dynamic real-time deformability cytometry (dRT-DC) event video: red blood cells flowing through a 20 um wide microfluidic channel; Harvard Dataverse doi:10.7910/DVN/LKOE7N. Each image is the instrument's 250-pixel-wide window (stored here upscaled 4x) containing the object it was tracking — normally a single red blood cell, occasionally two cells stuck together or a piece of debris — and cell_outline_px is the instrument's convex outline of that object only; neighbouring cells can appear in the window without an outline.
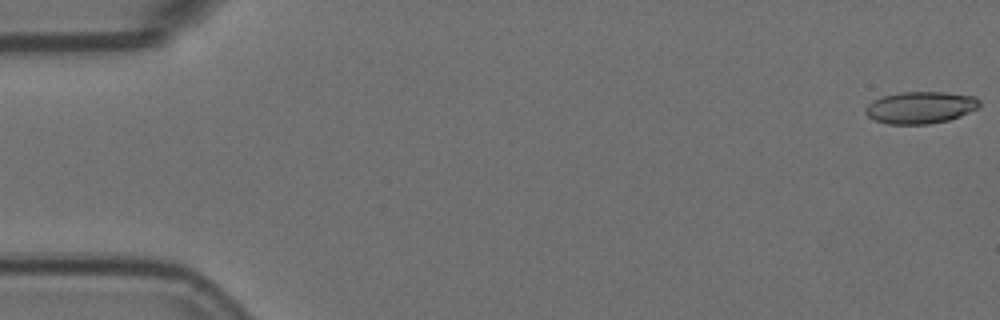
{"species": "Egyptian fruit bat (a non-hibernating species)", "species_latin": "Rousettus aegyptiacus", "temperature_condition": "room temperature", "stored_images_in_passage": 56, "camera_frame_rate_fps": 3000, "um_per_image_px": 0.085, "animal": {"sex": "female"}, "frame": {"image": 1, "passage_image": 1, "time_ms": 0.0, "image_size_px": [1000, 320], "cell_outline_px": [[980, 104], [976, 108], [960, 116], [948, 120], [928, 124], [888, 124], [876, 120], [868, 116], [864, 112], [864, 108], [868, 104], [884, 96], [900, 92], [944, 92], [976, 96], [980, 100]], "centroid_in_image_um": [78.24, 9.13], "position_along_channel_um": 6.8, "area_um2": 21.1}}
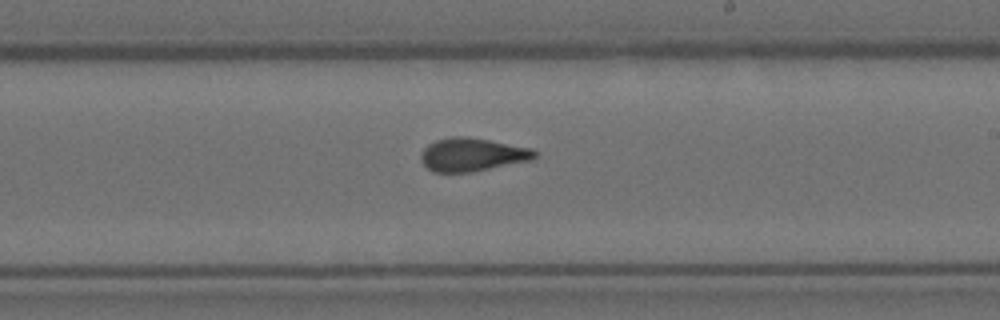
{"frame": {"image": 2, "passage_image": 33, "time_ms": 10.667, "image_size_px": [1000, 320], "cell_outline_px": [[536, 156], [532, 160], [472, 172], [432, 172], [420, 160], [420, 156], [424, 148], [428, 144], [436, 140], [452, 136], [464, 136], [488, 140], [532, 148], [536, 152]], "centroid_in_image_um": [40.12, 13.14], "position_along_channel_um": 248.9, "area_um2": 22.02}}
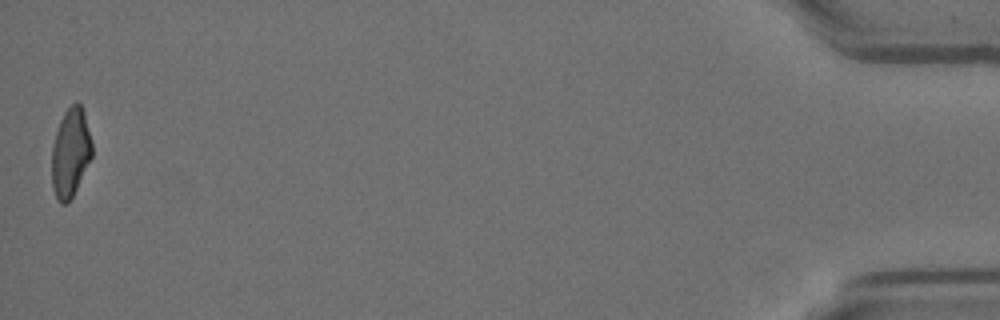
{"frame": {"image": 3, "passage_image": 56, "time_ms": 18.333, "image_size_px": [1000, 320], "cell_outline_px": [[92, 156], [68, 204], [60, 204], [56, 200], [52, 188], [52, 148], [56, 132], [60, 120], [64, 112], [76, 100], [80, 104], [84, 112], [92, 144]], "centroid_in_image_um": [5.98, 12.99], "position_along_channel_um": 429.2, "area_um2": 20.75}, "authors_computed_cell_mechanics": {"area_um2": 21.5594, "velocity_mm_per_s": 3.6241, "shape_relaxation_time_tau1_ms": null, "shape_relaxation_time_tau2_ms": 1.1921, "deformation_change_tau1": null, "deformation_change_tau2": 0.0881}}